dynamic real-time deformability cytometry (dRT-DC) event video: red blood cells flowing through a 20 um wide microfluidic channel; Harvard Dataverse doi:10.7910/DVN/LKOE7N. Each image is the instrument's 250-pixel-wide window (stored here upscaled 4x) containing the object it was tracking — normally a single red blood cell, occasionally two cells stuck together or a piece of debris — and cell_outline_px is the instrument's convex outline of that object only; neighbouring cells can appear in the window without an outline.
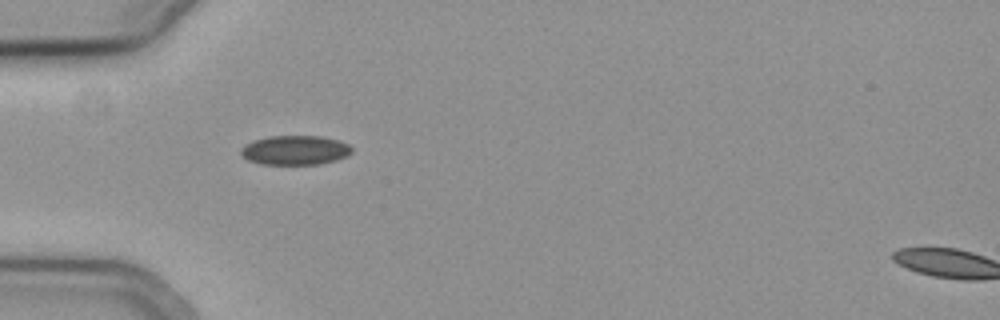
{"species": "common noctule bat (a hibernating species)", "species_latin": "Nyctalus noctula", "temperature_condition": "cold", "stored_images_in_passage": 5, "camera_frame_rate_fps": 3000, "um_per_image_px": 0.085, "animal": {"sex": "female", "body_mass_g": 19.3, "forearm_length_mm": 54.1}, "frame": {"image": 1, "passage_image": 1, "time_ms": 0.0, "image_size_px": [1000, 320], "cell_outline_px": [[352, 152], [348, 156], [336, 160], [320, 164], [260, 164], [248, 160], [240, 152], [252, 140], [268, 136], [320, 136], [336, 140], [348, 144], [352, 148]], "centroid_in_image_um": [25.11, 12.77], "position_along_channel_um": 59.9, "area_um2": 18.84}}
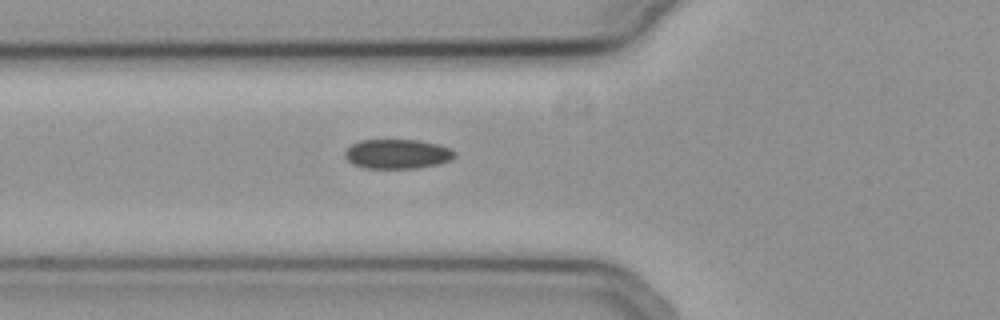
{"frame": {"image": 2, "passage_image": 4, "time_ms": 1.0, "image_size_px": [1000, 320], "cell_outline_px": [[456, 156], [440, 164], [416, 168], [364, 168], [352, 164], [344, 156], [344, 152], [352, 144], [360, 140], [416, 140], [436, 144], [448, 148], [456, 152]], "centroid_in_image_um": [33.75, 13.09], "position_along_channel_um": 92.1, "area_um2": 18.79}}